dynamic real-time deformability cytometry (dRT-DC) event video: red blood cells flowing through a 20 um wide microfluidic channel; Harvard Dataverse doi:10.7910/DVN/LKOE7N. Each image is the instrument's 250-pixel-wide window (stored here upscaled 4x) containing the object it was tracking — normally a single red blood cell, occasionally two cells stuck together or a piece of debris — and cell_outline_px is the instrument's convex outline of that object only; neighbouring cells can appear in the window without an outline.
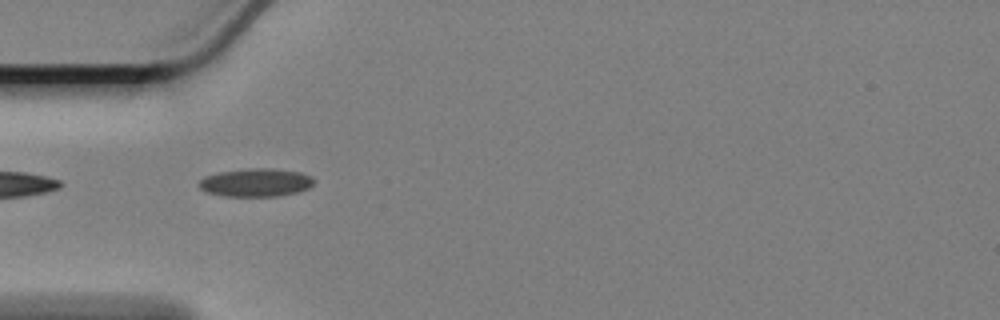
{"species": "Egyptian fruit bat (a non-hibernating species)", "species_latin": "Rousettus aegyptiacus", "temperature_condition": "cold", "stored_images_in_passage": 37, "camera_frame_rate_fps": 3000, "um_per_image_px": 0.085, "animal": {"sex": "female"}, "frame": {"image": 1, "passage_image": 1, "time_ms": 0.0, "image_size_px": [1000, 320], "cell_outline_px": [[316, 180], [308, 188], [300, 192], [280, 196], [224, 196], [208, 192], [200, 188], [200, 180], [204, 176], [220, 172], [248, 168], [272, 168], [300, 172], [312, 176]], "centroid_in_image_um": [21.8, 15.51], "position_along_channel_um": 63.2, "area_um2": 18.96}}
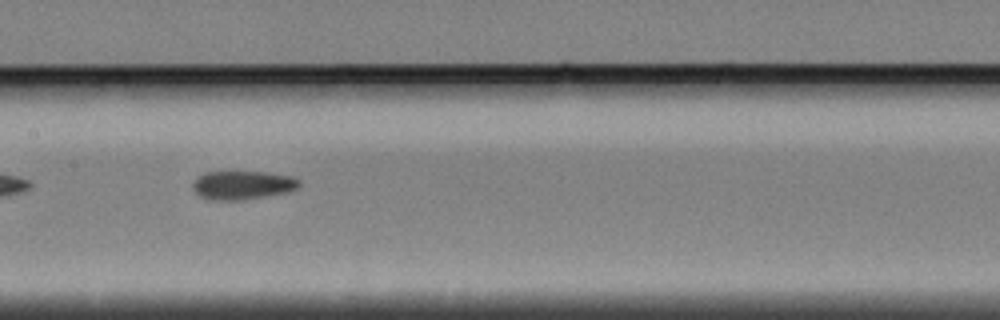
{"frame": {"image": 2, "passage_image": 12, "time_ms": 3.667, "image_size_px": [1000, 320], "cell_outline_px": [[300, 184], [296, 188], [284, 192], [240, 200], [212, 200], [200, 196], [196, 192], [192, 184], [204, 172], [268, 172], [292, 176], [300, 180]], "centroid_in_image_um": [20.62, 15.72], "position_along_channel_um": 186.8, "area_um2": 17.4}}
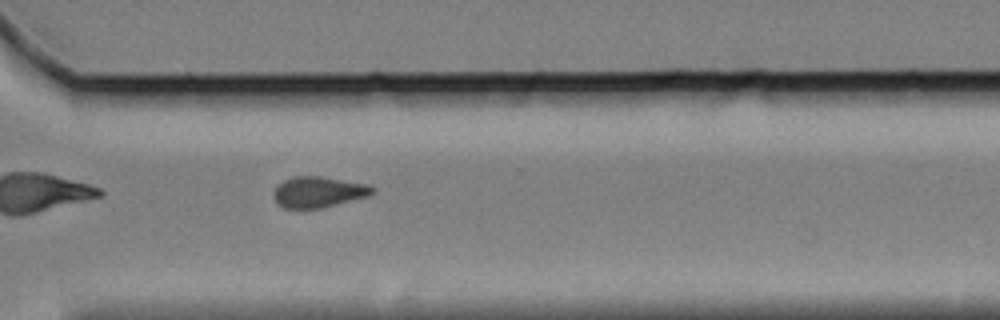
{"frame": {"image": 3, "passage_image": 26, "time_ms": 8.333, "image_size_px": [1000, 320], "cell_outline_px": [[376, 192], [368, 196], [320, 208], [284, 208], [272, 196], [272, 192], [284, 180], [292, 176], [320, 176], [368, 184], [376, 188]], "centroid_in_image_um": [27.09, 16.31], "position_along_channel_um": 343.5, "area_um2": 17.69}}